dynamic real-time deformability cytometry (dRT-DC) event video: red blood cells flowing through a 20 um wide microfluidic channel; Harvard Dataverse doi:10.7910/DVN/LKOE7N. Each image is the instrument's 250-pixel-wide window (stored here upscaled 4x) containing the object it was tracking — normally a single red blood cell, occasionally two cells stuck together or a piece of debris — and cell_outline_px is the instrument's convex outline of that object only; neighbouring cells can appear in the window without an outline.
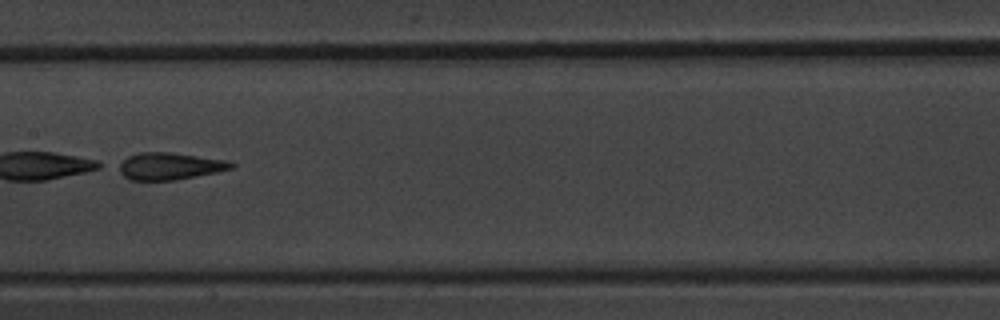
{"species": "common noctule bat (a hibernating species)", "species_latin": "Nyctalus noctula", "temperature_condition": "warm", "stored_images_in_passage": 10, "camera_frame_rate_fps": 3000, "um_per_image_px": 0.085, "animal": {"sex": "male", "body_mass_g": 20.1, "forearm_length_mm": 53.5}, "frame": {"image": 1, "passage_image": 7, "time_ms": 8.0, "image_size_px": [1000, 320], "cell_outline_px": [[236, 164], [232, 168], [216, 172], [176, 180], [128, 180], [112, 168], [116, 164], [128, 156], [140, 152], [168, 152], [228, 160]], "centroid_in_image_um": [14.32, 14.13], "position_along_channel_um": 193.1, "area_um2": 18.09}}
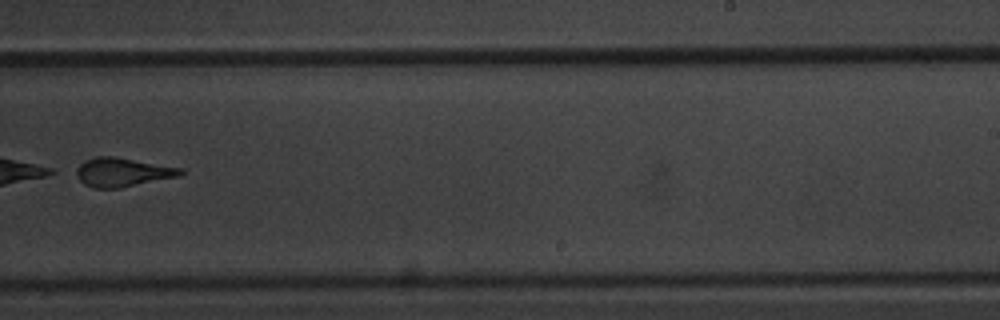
{"frame": {"image": 2, "passage_image": 9, "time_ms": 10.333, "image_size_px": [1000, 320], "cell_outline_px": [[184, 172], [180, 176], [120, 188], [92, 188], [84, 184], [72, 172], [84, 160], [96, 156], [112, 156], [184, 168]], "centroid_in_image_um": [10.38, 14.64], "position_along_channel_um": 278.6, "area_um2": 17.74}}